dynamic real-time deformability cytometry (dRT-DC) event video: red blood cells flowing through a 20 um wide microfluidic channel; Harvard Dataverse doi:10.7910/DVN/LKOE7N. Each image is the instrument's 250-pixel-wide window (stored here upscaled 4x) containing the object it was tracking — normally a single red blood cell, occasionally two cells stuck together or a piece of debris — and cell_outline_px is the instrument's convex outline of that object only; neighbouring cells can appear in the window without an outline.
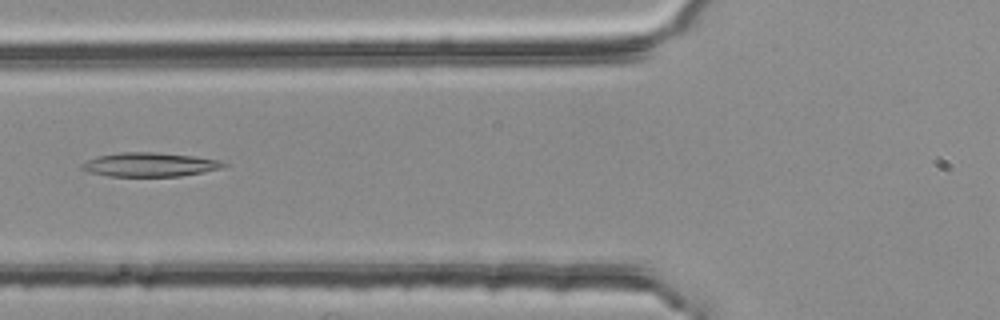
{"species": "common noctule bat (a hibernating species)", "species_latin": "Nyctalus noctula", "temperature_condition": "room temperature", "stored_images_in_passage": 5, "camera_frame_rate_fps": 3000, "um_per_image_px": 0.085, "animal": {"sex": "female", "body_mass_g": 25.1}, "frame": {"image": 1, "passage_image": 4, "time_ms": 1.0, "image_size_px": [1000, 320], "cell_outline_px": [[228, 164], [220, 168], [204, 172], [180, 176], [108, 176], [88, 172], [80, 168], [80, 164], [96, 156], [120, 152], [156, 152], [196, 156], [220, 160]], "centroid_in_image_um": [12.71, 13.98], "position_along_channel_um": 113.1, "area_um2": 19.94}}
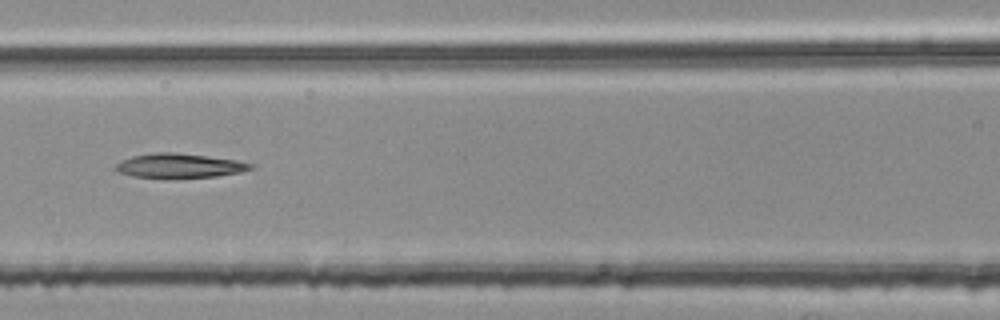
{"frame": {"image": 2, "passage_image": 5, "time_ms": 1.333, "image_size_px": [1000, 320], "cell_outline_px": [[256, 168], [240, 172], [216, 176], [132, 176], [120, 172], [112, 168], [116, 164], [132, 156], [156, 152], [172, 152], [236, 160], [252, 164]], "centroid_in_image_um": [15.26, 14.06], "position_along_channel_um": 151.3, "area_um2": 18.32}}